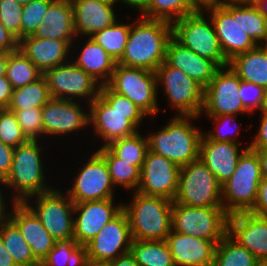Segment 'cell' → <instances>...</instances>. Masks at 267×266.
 <instances>
[{
  "instance_id": "6da1fadb",
  "label": "cell",
  "mask_w": 267,
  "mask_h": 266,
  "mask_svg": "<svg viewBox=\"0 0 267 266\" xmlns=\"http://www.w3.org/2000/svg\"><path fill=\"white\" fill-rule=\"evenodd\" d=\"M89 127L106 146L111 141L134 135L148 116L130 99L114 92L107 84L101 85L100 94L86 106ZM140 125V126H139Z\"/></svg>"
},
{
  "instance_id": "7a4b0ae2",
  "label": "cell",
  "mask_w": 267,
  "mask_h": 266,
  "mask_svg": "<svg viewBox=\"0 0 267 266\" xmlns=\"http://www.w3.org/2000/svg\"><path fill=\"white\" fill-rule=\"evenodd\" d=\"M137 19L130 23L127 44L117 63L155 72L165 61L167 45L173 37L172 23L141 15Z\"/></svg>"
},
{
  "instance_id": "3957f363",
  "label": "cell",
  "mask_w": 267,
  "mask_h": 266,
  "mask_svg": "<svg viewBox=\"0 0 267 266\" xmlns=\"http://www.w3.org/2000/svg\"><path fill=\"white\" fill-rule=\"evenodd\" d=\"M42 150L41 140H29L14 149L10 172L3 180L4 186L14 190L13 203H24L29 197L53 188L45 180Z\"/></svg>"
},
{
  "instance_id": "277c9868",
  "label": "cell",
  "mask_w": 267,
  "mask_h": 266,
  "mask_svg": "<svg viewBox=\"0 0 267 266\" xmlns=\"http://www.w3.org/2000/svg\"><path fill=\"white\" fill-rule=\"evenodd\" d=\"M197 116H173L163 128L147 136L149 150L182 167L199 159L202 130L192 125Z\"/></svg>"
},
{
  "instance_id": "5b68a950",
  "label": "cell",
  "mask_w": 267,
  "mask_h": 266,
  "mask_svg": "<svg viewBox=\"0 0 267 266\" xmlns=\"http://www.w3.org/2000/svg\"><path fill=\"white\" fill-rule=\"evenodd\" d=\"M131 203L123 205L134 240L163 241L170 233L173 201L159 196L132 193Z\"/></svg>"
},
{
  "instance_id": "8992f818",
  "label": "cell",
  "mask_w": 267,
  "mask_h": 266,
  "mask_svg": "<svg viewBox=\"0 0 267 266\" xmlns=\"http://www.w3.org/2000/svg\"><path fill=\"white\" fill-rule=\"evenodd\" d=\"M262 180L260 162L255 150L246 148L240 155L235 172L222 184V207L230 215L249 212L256 201Z\"/></svg>"
},
{
  "instance_id": "52a82bcc",
  "label": "cell",
  "mask_w": 267,
  "mask_h": 266,
  "mask_svg": "<svg viewBox=\"0 0 267 266\" xmlns=\"http://www.w3.org/2000/svg\"><path fill=\"white\" fill-rule=\"evenodd\" d=\"M229 214L222 206L192 207L173 202L172 230L211 241H221L228 232Z\"/></svg>"
},
{
  "instance_id": "ba28073f",
  "label": "cell",
  "mask_w": 267,
  "mask_h": 266,
  "mask_svg": "<svg viewBox=\"0 0 267 266\" xmlns=\"http://www.w3.org/2000/svg\"><path fill=\"white\" fill-rule=\"evenodd\" d=\"M61 191L53 187L49 191L29 197L24 203L36 214L55 241L69 242L74 240V202L67 192ZM33 198L35 205L30 203Z\"/></svg>"
},
{
  "instance_id": "9c48e42d",
  "label": "cell",
  "mask_w": 267,
  "mask_h": 266,
  "mask_svg": "<svg viewBox=\"0 0 267 266\" xmlns=\"http://www.w3.org/2000/svg\"><path fill=\"white\" fill-rule=\"evenodd\" d=\"M200 10L172 23L173 37L201 57L215 62L219 67L229 65L221 49L210 17ZM209 20H207V19Z\"/></svg>"
},
{
  "instance_id": "30bf717a",
  "label": "cell",
  "mask_w": 267,
  "mask_h": 266,
  "mask_svg": "<svg viewBox=\"0 0 267 266\" xmlns=\"http://www.w3.org/2000/svg\"><path fill=\"white\" fill-rule=\"evenodd\" d=\"M173 202L192 207L222 206V185L207 166L196 159L180 168Z\"/></svg>"
},
{
  "instance_id": "8fae6325",
  "label": "cell",
  "mask_w": 267,
  "mask_h": 266,
  "mask_svg": "<svg viewBox=\"0 0 267 266\" xmlns=\"http://www.w3.org/2000/svg\"><path fill=\"white\" fill-rule=\"evenodd\" d=\"M157 87L162 85L169 105L177 110V116L200 117L204 88L183 71L173 68L165 61L155 71Z\"/></svg>"
},
{
  "instance_id": "7c38bea8",
  "label": "cell",
  "mask_w": 267,
  "mask_h": 266,
  "mask_svg": "<svg viewBox=\"0 0 267 266\" xmlns=\"http://www.w3.org/2000/svg\"><path fill=\"white\" fill-rule=\"evenodd\" d=\"M107 85L114 92L130 99L150 117L160 111L157 100L159 89L154 71L117 63Z\"/></svg>"
},
{
  "instance_id": "4fadbf2b",
  "label": "cell",
  "mask_w": 267,
  "mask_h": 266,
  "mask_svg": "<svg viewBox=\"0 0 267 266\" xmlns=\"http://www.w3.org/2000/svg\"><path fill=\"white\" fill-rule=\"evenodd\" d=\"M203 11L209 13L207 16L214 25L221 49L228 61L258 46L242 28L241 0L210 6Z\"/></svg>"
},
{
  "instance_id": "5bb4252c",
  "label": "cell",
  "mask_w": 267,
  "mask_h": 266,
  "mask_svg": "<svg viewBox=\"0 0 267 266\" xmlns=\"http://www.w3.org/2000/svg\"><path fill=\"white\" fill-rule=\"evenodd\" d=\"M43 77L54 99L84 100L89 105L100 94L101 84L72 60L45 71Z\"/></svg>"
},
{
  "instance_id": "9a60e30c",
  "label": "cell",
  "mask_w": 267,
  "mask_h": 266,
  "mask_svg": "<svg viewBox=\"0 0 267 266\" xmlns=\"http://www.w3.org/2000/svg\"><path fill=\"white\" fill-rule=\"evenodd\" d=\"M92 153L66 190L74 204L114 198L115 187L107 163L97 151Z\"/></svg>"
},
{
  "instance_id": "2e32d148",
  "label": "cell",
  "mask_w": 267,
  "mask_h": 266,
  "mask_svg": "<svg viewBox=\"0 0 267 266\" xmlns=\"http://www.w3.org/2000/svg\"><path fill=\"white\" fill-rule=\"evenodd\" d=\"M241 79L230 65L220 67L214 78L204 89L202 114L206 115H244L249 112L244 108L239 96Z\"/></svg>"
},
{
  "instance_id": "e0dca14e",
  "label": "cell",
  "mask_w": 267,
  "mask_h": 266,
  "mask_svg": "<svg viewBox=\"0 0 267 266\" xmlns=\"http://www.w3.org/2000/svg\"><path fill=\"white\" fill-rule=\"evenodd\" d=\"M131 242L128 218L122 210L83 247L84 258L107 263L130 252Z\"/></svg>"
},
{
  "instance_id": "ac0fdd59",
  "label": "cell",
  "mask_w": 267,
  "mask_h": 266,
  "mask_svg": "<svg viewBox=\"0 0 267 266\" xmlns=\"http://www.w3.org/2000/svg\"><path fill=\"white\" fill-rule=\"evenodd\" d=\"M180 166L148 150L140 170L137 192L174 200L179 183Z\"/></svg>"
},
{
  "instance_id": "d6986e66",
  "label": "cell",
  "mask_w": 267,
  "mask_h": 266,
  "mask_svg": "<svg viewBox=\"0 0 267 266\" xmlns=\"http://www.w3.org/2000/svg\"><path fill=\"white\" fill-rule=\"evenodd\" d=\"M79 102L51 98L42 107L43 135L63 137L89 127V111Z\"/></svg>"
},
{
  "instance_id": "ffe728a7",
  "label": "cell",
  "mask_w": 267,
  "mask_h": 266,
  "mask_svg": "<svg viewBox=\"0 0 267 266\" xmlns=\"http://www.w3.org/2000/svg\"><path fill=\"white\" fill-rule=\"evenodd\" d=\"M114 201L103 199L74 204V240L80 246L89 243L106 223L123 210V205Z\"/></svg>"
},
{
  "instance_id": "44dd1931",
  "label": "cell",
  "mask_w": 267,
  "mask_h": 266,
  "mask_svg": "<svg viewBox=\"0 0 267 266\" xmlns=\"http://www.w3.org/2000/svg\"><path fill=\"white\" fill-rule=\"evenodd\" d=\"M227 233L258 261L267 259V217L250 212L230 214Z\"/></svg>"
},
{
  "instance_id": "7402d4cb",
  "label": "cell",
  "mask_w": 267,
  "mask_h": 266,
  "mask_svg": "<svg viewBox=\"0 0 267 266\" xmlns=\"http://www.w3.org/2000/svg\"><path fill=\"white\" fill-rule=\"evenodd\" d=\"M74 41L76 42V40L43 39L29 35L18 41V49L44 73L70 60V56L74 54L71 49L76 45Z\"/></svg>"
},
{
  "instance_id": "603a6c76",
  "label": "cell",
  "mask_w": 267,
  "mask_h": 266,
  "mask_svg": "<svg viewBox=\"0 0 267 266\" xmlns=\"http://www.w3.org/2000/svg\"><path fill=\"white\" fill-rule=\"evenodd\" d=\"M73 5L74 29L78 37H91L95 32L110 27L118 18L116 0H70Z\"/></svg>"
},
{
  "instance_id": "cb8c5ba5",
  "label": "cell",
  "mask_w": 267,
  "mask_h": 266,
  "mask_svg": "<svg viewBox=\"0 0 267 266\" xmlns=\"http://www.w3.org/2000/svg\"><path fill=\"white\" fill-rule=\"evenodd\" d=\"M165 242L175 266H206L214 263L216 246L220 241L180 234L171 229Z\"/></svg>"
},
{
  "instance_id": "d4e9b609",
  "label": "cell",
  "mask_w": 267,
  "mask_h": 266,
  "mask_svg": "<svg viewBox=\"0 0 267 266\" xmlns=\"http://www.w3.org/2000/svg\"><path fill=\"white\" fill-rule=\"evenodd\" d=\"M9 219L18 227L31 247L34 257L41 263L53 249L55 241L42 225L40 219L25 203H12Z\"/></svg>"
},
{
  "instance_id": "484cf974",
  "label": "cell",
  "mask_w": 267,
  "mask_h": 266,
  "mask_svg": "<svg viewBox=\"0 0 267 266\" xmlns=\"http://www.w3.org/2000/svg\"><path fill=\"white\" fill-rule=\"evenodd\" d=\"M165 62L173 68L186 73L204 89L220 68L215 62L201 57L189 48L183 46L174 37L168 42Z\"/></svg>"
},
{
  "instance_id": "4316f807",
  "label": "cell",
  "mask_w": 267,
  "mask_h": 266,
  "mask_svg": "<svg viewBox=\"0 0 267 266\" xmlns=\"http://www.w3.org/2000/svg\"><path fill=\"white\" fill-rule=\"evenodd\" d=\"M247 145L245 148H241V144L208 140L202 136L199 159L216 176L217 181L222 185L235 172L240 155L246 148L250 147V143Z\"/></svg>"
},
{
  "instance_id": "83f0119b",
  "label": "cell",
  "mask_w": 267,
  "mask_h": 266,
  "mask_svg": "<svg viewBox=\"0 0 267 266\" xmlns=\"http://www.w3.org/2000/svg\"><path fill=\"white\" fill-rule=\"evenodd\" d=\"M32 36L43 39L78 40L70 0H54Z\"/></svg>"
},
{
  "instance_id": "f1b7e54d",
  "label": "cell",
  "mask_w": 267,
  "mask_h": 266,
  "mask_svg": "<svg viewBox=\"0 0 267 266\" xmlns=\"http://www.w3.org/2000/svg\"><path fill=\"white\" fill-rule=\"evenodd\" d=\"M78 52L79 56L73 58L72 62L101 85H106L111 79L117 61L91 37H86V42L81 45Z\"/></svg>"
},
{
  "instance_id": "f546056e",
  "label": "cell",
  "mask_w": 267,
  "mask_h": 266,
  "mask_svg": "<svg viewBox=\"0 0 267 266\" xmlns=\"http://www.w3.org/2000/svg\"><path fill=\"white\" fill-rule=\"evenodd\" d=\"M229 65L242 81L267 89V52L259 46L235 56Z\"/></svg>"
},
{
  "instance_id": "4dcf8cb0",
  "label": "cell",
  "mask_w": 267,
  "mask_h": 266,
  "mask_svg": "<svg viewBox=\"0 0 267 266\" xmlns=\"http://www.w3.org/2000/svg\"><path fill=\"white\" fill-rule=\"evenodd\" d=\"M0 233L5 248L17 266H41L20 230L9 218L0 224Z\"/></svg>"
},
{
  "instance_id": "1f68e13d",
  "label": "cell",
  "mask_w": 267,
  "mask_h": 266,
  "mask_svg": "<svg viewBox=\"0 0 267 266\" xmlns=\"http://www.w3.org/2000/svg\"><path fill=\"white\" fill-rule=\"evenodd\" d=\"M130 253L139 266H175L165 240H134Z\"/></svg>"
},
{
  "instance_id": "d6a6232c",
  "label": "cell",
  "mask_w": 267,
  "mask_h": 266,
  "mask_svg": "<svg viewBox=\"0 0 267 266\" xmlns=\"http://www.w3.org/2000/svg\"><path fill=\"white\" fill-rule=\"evenodd\" d=\"M140 132L115 139L106 145L116 157L136 166L139 170H141L149 150L148 138L141 135Z\"/></svg>"
},
{
  "instance_id": "836d02e7",
  "label": "cell",
  "mask_w": 267,
  "mask_h": 266,
  "mask_svg": "<svg viewBox=\"0 0 267 266\" xmlns=\"http://www.w3.org/2000/svg\"><path fill=\"white\" fill-rule=\"evenodd\" d=\"M198 11L200 9L195 5L194 0H150L140 15L149 19H160L173 23Z\"/></svg>"
},
{
  "instance_id": "e575fe53",
  "label": "cell",
  "mask_w": 267,
  "mask_h": 266,
  "mask_svg": "<svg viewBox=\"0 0 267 266\" xmlns=\"http://www.w3.org/2000/svg\"><path fill=\"white\" fill-rule=\"evenodd\" d=\"M46 79L43 75L24 87L13 89L7 109L11 112L29 108L43 107L51 99Z\"/></svg>"
},
{
  "instance_id": "d590c367",
  "label": "cell",
  "mask_w": 267,
  "mask_h": 266,
  "mask_svg": "<svg viewBox=\"0 0 267 266\" xmlns=\"http://www.w3.org/2000/svg\"><path fill=\"white\" fill-rule=\"evenodd\" d=\"M96 151L105 159L114 187L119 185L124 190L137 191L140 170L136 166L116 157L106 146H100Z\"/></svg>"
},
{
  "instance_id": "8d00e7d4",
  "label": "cell",
  "mask_w": 267,
  "mask_h": 266,
  "mask_svg": "<svg viewBox=\"0 0 267 266\" xmlns=\"http://www.w3.org/2000/svg\"><path fill=\"white\" fill-rule=\"evenodd\" d=\"M43 73L19 50L9 52L6 78L13 89L38 80Z\"/></svg>"
},
{
  "instance_id": "74e56055",
  "label": "cell",
  "mask_w": 267,
  "mask_h": 266,
  "mask_svg": "<svg viewBox=\"0 0 267 266\" xmlns=\"http://www.w3.org/2000/svg\"><path fill=\"white\" fill-rule=\"evenodd\" d=\"M257 262L256 257L240 246L228 233L216 246V266H256Z\"/></svg>"
},
{
  "instance_id": "f35d334b",
  "label": "cell",
  "mask_w": 267,
  "mask_h": 266,
  "mask_svg": "<svg viewBox=\"0 0 267 266\" xmlns=\"http://www.w3.org/2000/svg\"><path fill=\"white\" fill-rule=\"evenodd\" d=\"M130 30V23H123L117 19L110 27L95 32L91 38L105 51L118 61L125 50Z\"/></svg>"
},
{
  "instance_id": "ab89813d",
  "label": "cell",
  "mask_w": 267,
  "mask_h": 266,
  "mask_svg": "<svg viewBox=\"0 0 267 266\" xmlns=\"http://www.w3.org/2000/svg\"><path fill=\"white\" fill-rule=\"evenodd\" d=\"M83 258V247L75 240L57 242L41 266H77Z\"/></svg>"
},
{
  "instance_id": "60d3db41",
  "label": "cell",
  "mask_w": 267,
  "mask_h": 266,
  "mask_svg": "<svg viewBox=\"0 0 267 266\" xmlns=\"http://www.w3.org/2000/svg\"><path fill=\"white\" fill-rule=\"evenodd\" d=\"M266 17L252 0H241V25L243 30L258 45L265 37Z\"/></svg>"
},
{
  "instance_id": "b9f144b4",
  "label": "cell",
  "mask_w": 267,
  "mask_h": 266,
  "mask_svg": "<svg viewBox=\"0 0 267 266\" xmlns=\"http://www.w3.org/2000/svg\"><path fill=\"white\" fill-rule=\"evenodd\" d=\"M206 116H207V118H210L213 121V123L215 124L214 125L215 131L210 129L209 131H207L208 133L206 131L203 132V136L206 139L215 140L218 142H232L235 144H242V141L238 142V138H236L238 136V134H240V129L238 127H236L239 125L238 121L236 120L237 119L236 115L226 114V115H206ZM236 121H237V123H236ZM231 124H232V126L235 125V126H233L235 128H233V129L229 128V127H232V126H230Z\"/></svg>"
},
{
  "instance_id": "7bdbcfd3",
  "label": "cell",
  "mask_w": 267,
  "mask_h": 266,
  "mask_svg": "<svg viewBox=\"0 0 267 266\" xmlns=\"http://www.w3.org/2000/svg\"><path fill=\"white\" fill-rule=\"evenodd\" d=\"M0 140L13 148L29 141L22 132L16 114L8 109H0Z\"/></svg>"
},
{
  "instance_id": "ee69618b",
  "label": "cell",
  "mask_w": 267,
  "mask_h": 266,
  "mask_svg": "<svg viewBox=\"0 0 267 266\" xmlns=\"http://www.w3.org/2000/svg\"><path fill=\"white\" fill-rule=\"evenodd\" d=\"M54 0H31L22 8L21 39L33 35Z\"/></svg>"
},
{
  "instance_id": "f6af8a7d",
  "label": "cell",
  "mask_w": 267,
  "mask_h": 266,
  "mask_svg": "<svg viewBox=\"0 0 267 266\" xmlns=\"http://www.w3.org/2000/svg\"><path fill=\"white\" fill-rule=\"evenodd\" d=\"M17 116L22 132L29 140H42V107L17 110L14 112Z\"/></svg>"
},
{
  "instance_id": "bcb514c9",
  "label": "cell",
  "mask_w": 267,
  "mask_h": 266,
  "mask_svg": "<svg viewBox=\"0 0 267 266\" xmlns=\"http://www.w3.org/2000/svg\"><path fill=\"white\" fill-rule=\"evenodd\" d=\"M239 96L242 100L244 108L251 116L255 110L263 111L266 106L267 89L258 86L252 82H245L241 80L239 87Z\"/></svg>"
},
{
  "instance_id": "7dc6e473",
  "label": "cell",
  "mask_w": 267,
  "mask_h": 266,
  "mask_svg": "<svg viewBox=\"0 0 267 266\" xmlns=\"http://www.w3.org/2000/svg\"><path fill=\"white\" fill-rule=\"evenodd\" d=\"M22 8L15 0L0 1V21L18 41L21 39Z\"/></svg>"
},
{
  "instance_id": "c3c4849f",
  "label": "cell",
  "mask_w": 267,
  "mask_h": 266,
  "mask_svg": "<svg viewBox=\"0 0 267 266\" xmlns=\"http://www.w3.org/2000/svg\"><path fill=\"white\" fill-rule=\"evenodd\" d=\"M249 212L256 216L267 217V178H262L259 183L255 204Z\"/></svg>"
},
{
  "instance_id": "681fc988",
  "label": "cell",
  "mask_w": 267,
  "mask_h": 266,
  "mask_svg": "<svg viewBox=\"0 0 267 266\" xmlns=\"http://www.w3.org/2000/svg\"><path fill=\"white\" fill-rule=\"evenodd\" d=\"M260 115L259 129H257L254 139L250 142L251 149H267V112L263 110Z\"/></svg>"
},
{
  "instance_id": "f907efd6",
  "label": "cell",
  "mask_w": 267,
  "mask_h": 266,
  "mask_svg": "<svg viewBox=\"0 0 267 266\" xmlns=\"http://www.w3.org/2000/svg\"><path fill=\"white\" fill-rule=\"evenodd\" d=\"M13 147L4 144L0 140V179L4 180L9 174L13 161Z\"/></svg>"
},
{
  "instance_id": "816d5d0a",
  "label": "cell",
  "mask_w": 267,
  "mask_h": 266,
  "mask_svg": "<svg viewBox=\"0 0 267 266\" xmlns=\"http://www.w3.org/2000/svg\"><path fill=\"white\" fill-rule=\"evenodd\" d=\"M18 49V40L0 21V52H13Z\"/></svg>"
},
{
  "instance_id": "f5cc1de1",
  "label": "cell",
  "mask_w": 267,
  "mask_h": 266,
  "mask_svg": "<svg viewBox=\"0 0 267 266\" xmlns=\"http://www.w3.org/2000/svg\"><path fill=\"white\" fill-rule=\"evenodd\" d=\"M13 88L6 76L0 77V109H7L12 97Z\"/></svg>"
},
{
  "instance_id": "db71d44e",
  "label": "cell",
  "mask_w": 267,
  "mask_h": 266,
  "mask_svg": "<svg viewBox=\"0 0 267 266\" xmlns=\"http://www.w3.org/2000/svg\"><path fill=\"white\" fill-rule=\"evenodd\" d=\"M106 266H139L135 261L133 255L128 252L122 256H119L115 260L106 263Z\"/></svg>"
},
{
  "instance_id": "11a10c76",
  "label": "cell",
  "mask_w": 267,
  "mask_h": 266,
  "mask_svg": "<svg viewBox=\"0 0 267 266\" xmlns=\"http://www.w3.org/2000/svg\"><path fill=\"white\" fill-rule=\"evenodd\" d=\"M0 266H17L12 256L9 254L4 246L0 233Z\"/></svg>"
},
{
  "instance_id": "9f6ffc18",
  "label": "cell",
  "mask_w": 267,
  "mask_h": 266,
  "mask_svg": "<svg viewBox=\"0 0 267 266\" xmlns=\"http://www.w3.org/2000/svg\"><path fill=\"white\" fill-rule=\"evenodd\" d=\"M0 224H2L6 219L9 218V206H7L6 198H4V193H2V188L4 186L3 180L0 179ZM8 207V208H7Z\"/></svg>"
},
{
  "instance_id": "6f0895ef",
  "label": "cell",
  "mask_w": 267,
  "mask_h": 266,
  "mask_svg": "<svg viewBox=\"0 0 267 266\" xmlns=\"http://www.w3.org/2000/svg\"><path fill=\"white\" fill-rule=\"evenodd\" d=\"M256 151L259 162L262 178H267V149H253Z\"/></svg>"
},
{
  "instance_id": "680465c9",
  "label": "cell",
  "mask_w": 267,
  "mask_h": 266,
  "mask_svg": "<svg viewBox=\"0 0 267 266\" xmlns=\"http://www.w3.org/2000/svg\"><path fill=\"white\" fill-rule=\"evenodd\" d=\"M118 3H122L125 6H129L130 8H136L135 10H139L140 12L148 5L150 0H116Z\"/></svg>"
},
{
  "instance_id": "91938a15",
  "label": "cell",
  "mask_w": 267,
  "mask_h": 266,
  "mask_svg": "<svg viewBox=\"0 0 267 266\" xmlns=\"http://www.w3.org/2000/svg\"><path fill=\"white\" fill-rule=\"evenodd\" d=\"M226 2H230V0H194L195 5L200 10H204L210 6L224 5Z\"/></svg>"
},
{
  "instance_id": "94428289",
  "label": "cell",
  "mask_w": 267,
  "mask_h": 266,
  "mask_svg": "<svg viewBox=\"0 0 267 266\" xmlns=\"http://www.w3.org/2000/svg\"><path fill=\"white\" fill-rule=\"evenodd\" d=\"M9 52H0V77L6 76Z\"/></svg>"
},
{
  "instance_id": "6125c7cd",
  "label": "cell",
  "mask_w": 267,
  "mask_h": 266,
  "mask_svg": "<svg viewBox=\"0 0 267 266\" xmlns=\"http://www.w3.org/2000/svg\"><path fill=\"white\" fill-rule=\"evenodd\" d=\"M259 11L267 18V0H252Z\"/></svg>"
},
{
  "instance_id": "be15d7a7",
  "label": "cell",
  "mask_w": 267,
  "mask_h": 266,
  "mask_svg": "<svg viewBox=\"0 0 267 266\" xmlns=\"http://www.w3.org/2000/svg\"><path fill=\"white\" fill-rule=\"evenodd\" d=\"M77 266H106V263L93 262V261L87 260L86 258H83Z\"/></svg>"
},
{
  "instance_id": "e7e4bbea",
  "label": "cell",
  "mask_w": 267,
  "mask_h": 266,
  "mask_svg": "<svg viewBox=\"0 0 267 266\" xmlns=\"http://www.w3.org/2000/svg\"><path fill=\"white\" fill-rule=\"evenodd\" d=\"M265 37L261 40V42L258 44V46L267 52V18H266V22H265Z\"/></svg>"
},
{
  "instance_id": "03108f58",
  "label": "cell",
  "mask_w": 267,
  "mask_h": 266,
  "mask_svg": "<svg viewBox=\"0 0 267 266\" xmlns=\"http://www.w3.org/2000/svg\"><path fill=\"white\" fill-rule=\"evenodd\" d=\"M256 266H267V259L259 260Z\"/></svg>"
},
{
  "instance_id": "003e7915",
  "label": "cell",
  "mask_w": 267,
  "mask_h": 266,
  "mask_svg": "<svg viewBox=\"0 0 267 266\" xmlns=\"http://www.w3.org/2000/svg\"><path fill=\"white\" fill-rule=\"evenodd\" d=\"M17 3L23 5H26L28 2H30L31 0H15Z\"/></svg>"
},
{
  "instance_id": "a7ac6f4b",
  "label": "cell",
  "mask_w": 267,
  "mask_h": 266,
  "mask_svg": "<svg viewBox=\"0 0 267 266\" xmlns=\"http://www.w3.org/2000/svg\"><path fill=\"white\" fill-rule=\"evenodd\" d=\"M264 111H266V112H267V99H266V106H265V109H264Z\"/></svg>"
}]
</instances>
